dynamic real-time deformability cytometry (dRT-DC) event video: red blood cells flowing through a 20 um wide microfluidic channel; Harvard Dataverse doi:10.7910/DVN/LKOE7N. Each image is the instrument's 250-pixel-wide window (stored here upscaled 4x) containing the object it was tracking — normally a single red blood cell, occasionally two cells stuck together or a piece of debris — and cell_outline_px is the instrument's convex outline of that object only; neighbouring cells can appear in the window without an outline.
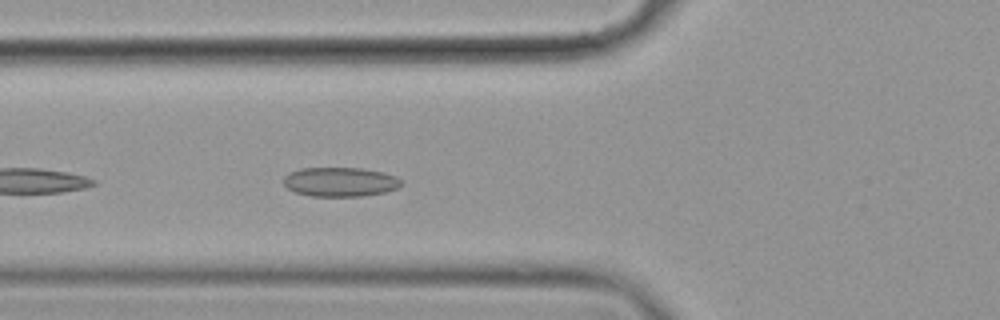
{"species": "common noctule bat (a hibernating species)", "species_latin": "Nyctalus noctula", "temperature_condition": "cold", "stored_images_in_passage": 4, "camera_frame_rate_fps": 3000, "um_per_image_px": 0.085, "animal": {"sex": "female", "body_mass_g": 19.9}, "frame": {"image": 1, "passage_image": 4, "time_ms": 1.0, "image_size_px": [1000, 320], "cell_outline_px": [[404, 184], [396, 188], [384, 192], [364, 196], [312, 196], [296, 192], [288, 188], [284, 184], [284, 176], [288, 172], [300, 168], [360, 168], [380, 172], [396, 176]], "centroid_in_image_um": [28.89, 15.46], "position_along_channel_um": 96.9, "area_um2": 20.0}}